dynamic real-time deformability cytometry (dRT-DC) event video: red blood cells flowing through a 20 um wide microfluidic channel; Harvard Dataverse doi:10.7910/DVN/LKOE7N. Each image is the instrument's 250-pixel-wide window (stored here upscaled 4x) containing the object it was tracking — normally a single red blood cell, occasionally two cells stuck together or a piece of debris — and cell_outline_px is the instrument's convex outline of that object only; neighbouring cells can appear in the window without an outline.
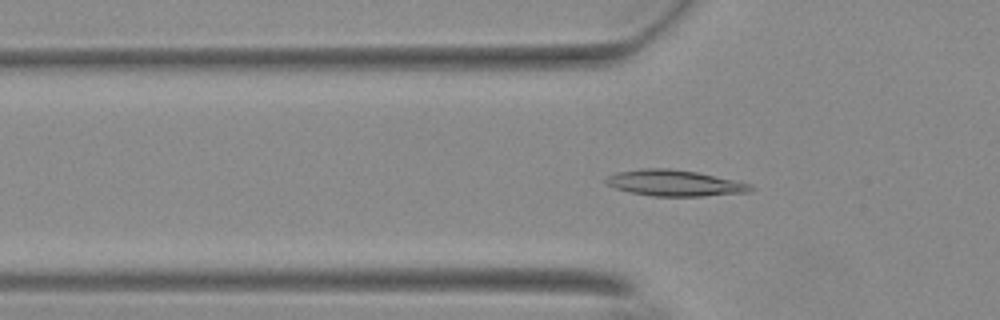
{"species": "Egyptian fruit bat (a non-hibernating species)", "species_latin": "Rousettus aegyptiacus", "temperature_condition": "warm", "stored_images_in_passage": 55, "camera_frame_rate_fps": 3000, "um_per_image_px": 0.085, "animal": {"sex": "female"}, "frame": {"image": 1, "passage_image": 18, "time_ms": 5.667, "image_size_px": [1000, 320], "cell_outline_px": [[756, 188], [752, 192], [704, 196], [652, 196], [628, 192], [616, 188], [608, 184], [604, 180], [608, 176], [616, 172], [640, 168], [668, 168], [696, 172], [752, 184]], "centroid_in_image_um": [57.36, 15.56], "position_along_channel_um": 68.4, "area_um2": 22.08}}
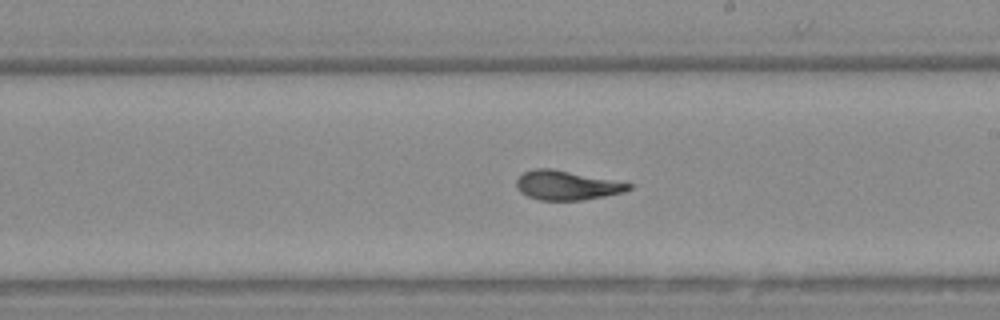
{"frame": {"image": 2, "passage_image": 32, "time_ms": 10.333, "image_size_px": [1000, 320], "cell_outline_px": [[632, 188], [624, 192], [584, 200], [540, 200], [528, 196], [520, 192], [516, 188], [516, 180], [524, 172], [532, 168], [552, 168], [632, 184]], "centroid_in_image_um": [48.14, 15.75], "position_along_channel_um": 240.9, "area_um2": 19.07}}
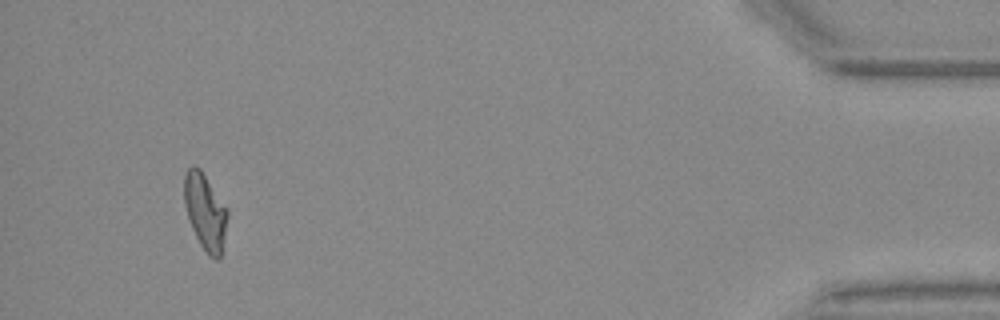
{"frame": {"image": 3, "passage_image": 52, "time_ms": 17.0, "image_size_px": [1000, 320], "cell_outline_px": [[228, 216], [220, 256], [216, 260], [208, 256], [200, 244], [192, 228], [184, 204], [184, 176], [188, 168], [192, 164], [200, 168], [228, 208]], "centroid_in_image_um": [17.44, 17.96], "position_along_channel_um": 417.8, "area_um2": 19.19}, "authors_computed_cell_mechanics": {"area_um2": 19.8832, "velocity_mm_per_s": 3.6952, "shape_relaxation_time_tau1_ms": 4.607, "shape_relaxation_time_tau2_ms": 1.3946, "deformation_change_tau1": 0.184, "deformation_change_tau2": 0.0805}}